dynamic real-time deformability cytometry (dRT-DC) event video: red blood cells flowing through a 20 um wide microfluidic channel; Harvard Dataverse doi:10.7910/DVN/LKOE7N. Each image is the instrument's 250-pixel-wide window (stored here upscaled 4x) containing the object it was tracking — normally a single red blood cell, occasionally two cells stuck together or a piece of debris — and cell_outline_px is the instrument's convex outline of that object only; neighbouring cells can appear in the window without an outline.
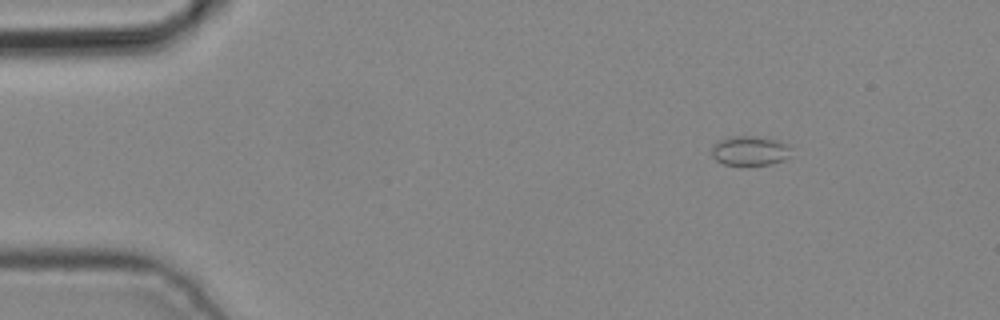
{"species": "common noctule bat (a hibernating species)", "species_latin": "Nyctalus noctula", "temperature_condition": "cold", "stored_images_in_passage": 4, "camera_frame_rate_fps": 3000, "um_per_image_px": 0.085, "animal": {"sex": "male", "body_mass_g": 19.2, "forearm_length_mm": 51.8}, "frame": {"image": 1, "passage_image": 1, "time_ms": 0.0, "image_size_px": [1000, 320], "cell_outline_px": [[788, 156], [784, 160], [772, 164], [724, 164], [716, 160], [712, 156], [712, 144], [720, 140], [732, 136], [764, 136], [788, 144]], "centroid_in_image_um": [63.71, 12.79], "position_along_channel_um": 21.3, "area_um2": 13.53}}